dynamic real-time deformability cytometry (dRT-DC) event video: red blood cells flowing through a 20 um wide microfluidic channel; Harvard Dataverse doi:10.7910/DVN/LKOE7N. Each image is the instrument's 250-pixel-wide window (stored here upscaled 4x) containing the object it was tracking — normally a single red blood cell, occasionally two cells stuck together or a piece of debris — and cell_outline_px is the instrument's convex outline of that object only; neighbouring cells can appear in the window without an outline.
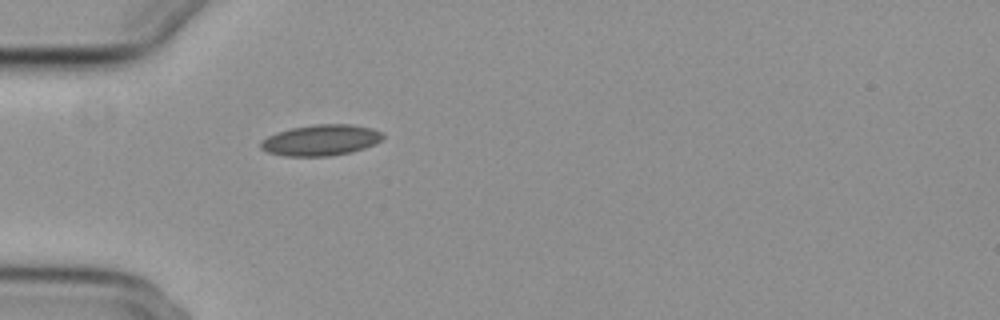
{"species": "common noctule bat (a hibernating species)", "species_latin": "Nyctalus noctula", "temperature_condition": "cold", "stored_images_in_passage": 12, "camera_frame_rate_fps": 3000, "um_per_image_px": 0.085, "animal": {"sex": "female", "body_mass_g": 29.2, "forearm_length_mm": 56.3}, "frame": {"image": 1, "passage_image": 1, "time_ms": 0.0, "image_size_px": [1000, 320], "cell_outline_px": [[384, 136], [376, 144], [352, 152], [328, 156], [284, 156], [268, 152], [260, 148], [260, 140], [276, 132], [292, 128], [316, 124], [352, 124], [372, 128], [384, 132]], "centroid_in_image_um": [27.28, 11.91], "position_along_channel_um": 57.7, "area_um2": 22.2}}
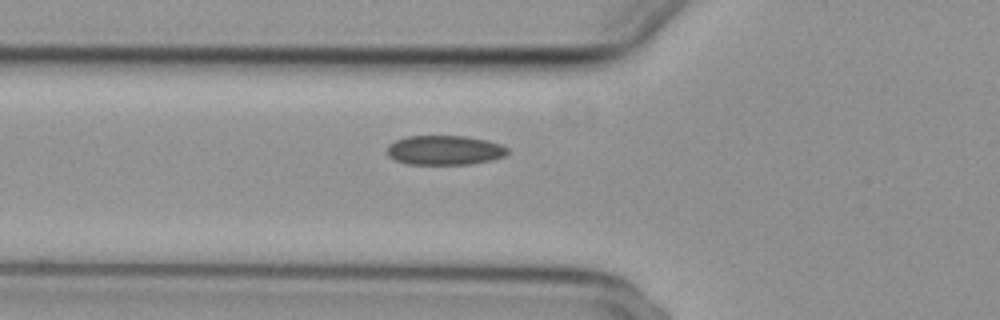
{"frame": {"image": 2, "passage_image": 4, "time_ms": 1.0, "image_size_px": [1000, 320], "cell_outline_px": [[508, 152], [504, 156], [492, 160], [468, 164], [408, 164], [396, 160], [388, 156], [388, 144], [396, 140], [408, 136], [464, 136], [488, 140], [500, 144], [508, 148]], "centroid_in_image_um": [37.8, 12.76], "position_along_channel_um": 88.0, "area_um2": 20.63}}